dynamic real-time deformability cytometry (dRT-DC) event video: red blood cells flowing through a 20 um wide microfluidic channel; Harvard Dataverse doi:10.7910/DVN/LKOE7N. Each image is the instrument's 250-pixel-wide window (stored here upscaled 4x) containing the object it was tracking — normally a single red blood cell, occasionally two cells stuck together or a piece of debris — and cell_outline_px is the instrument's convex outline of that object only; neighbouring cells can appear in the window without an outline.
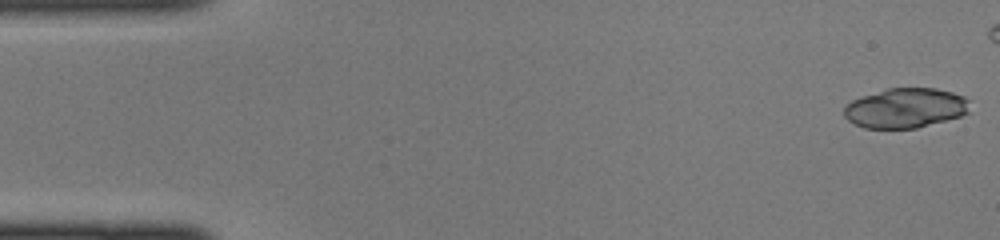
{"species": "common noctule bat (a hibernating species)", "species_latin": "Nyctalus noctula", "temperature_condition": "cold", "stored_images_in_passage": 36, "camera_frame_rate_fps": 3000, "um_per_image_px": 0.085, "animal": {"sex": "female", "body_mass_g": 22.0, "forearm_length_mm": 56.7}, "frame": {"image": 1, "passage_image": 1, "time_ms": 0.0, "image_size_px": [1000, 240], "cell_outline_px": [[968, 112], [960, 116], [916, 128], [864, 128], [848, 120], [844, 116], [844, 108], [852, 100], [888, 88], [936, 88], [952, 92], [964, 96], [968, 100]], "centroid_in_image_um": [76.97, 9.18], "position_along_channel_um": 8.0, "area_um2": 28.84}}